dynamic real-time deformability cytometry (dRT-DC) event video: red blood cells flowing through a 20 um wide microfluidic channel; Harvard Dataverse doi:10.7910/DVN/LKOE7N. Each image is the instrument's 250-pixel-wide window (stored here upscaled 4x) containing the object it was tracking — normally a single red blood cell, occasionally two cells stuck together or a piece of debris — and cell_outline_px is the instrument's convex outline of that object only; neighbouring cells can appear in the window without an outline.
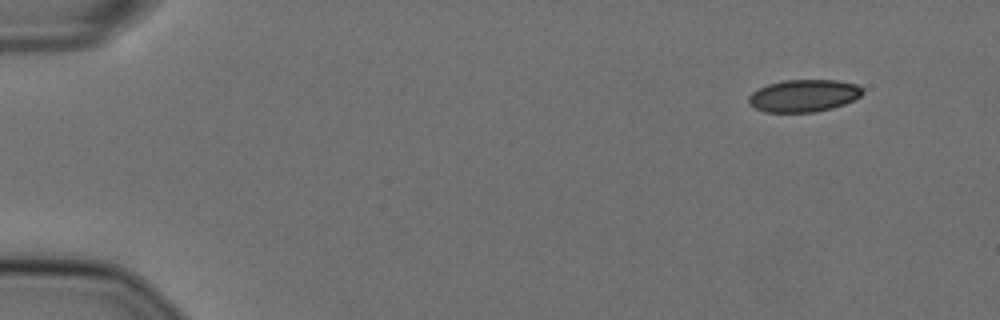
{"species": "Egyptian fruit bat (a non-hibernating species)", "species_latin": "Rousettus aegyptiacus", "temperature_condition": "cold", "stored_images_in_passage": 11, "camera_frame_rate_fps": 3000, "um_per_image_px": 0.085, "animal": {"sex": "female"}, "frame": {"image": 1, "passage_image": 1, "time_ms": 0.0, "image_size_px": [1000, 320], "cell_outline_px": [[864, 92], [860, 96], [844, 104], [832, 108], [816, 112], [764, 112], [748, 104], [748, 96], [752, 92], [768, 84], [784, 80], [836, 80], [856, 84], [864, 88]], "centroid_in_image_um": [68.32, 8.13], "position_along_channel_um": 16.7, "area_um2": 21.5}}